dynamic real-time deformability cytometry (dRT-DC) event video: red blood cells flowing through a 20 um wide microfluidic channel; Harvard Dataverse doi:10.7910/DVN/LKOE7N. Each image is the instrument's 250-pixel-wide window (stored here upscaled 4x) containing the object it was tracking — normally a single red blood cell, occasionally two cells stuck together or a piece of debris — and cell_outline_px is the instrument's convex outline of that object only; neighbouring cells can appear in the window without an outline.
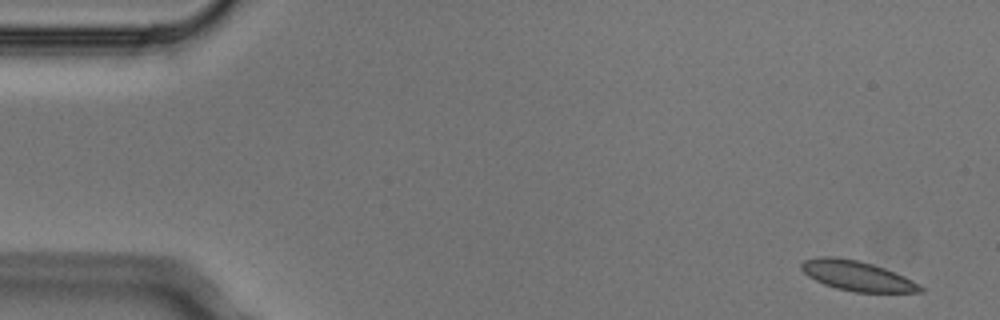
{"species": "Egyptian fruit bat (a non-hibernating species)", "species_latin": "Rousettus aegyptiacus", "temperature_condition": "cold", "stored_images_in_passage": 7, "camera_frame_rate_fps": 3000, "um_per_image_px": 0.085, "animal": {"sex": "male"}, "frame": {"image": 1, "passage_image": 1, "time_ms": 0.0, "image_size_px": [1000, 320], "cell_outline_px": [[924, 292], [856, 292], [836, 288], [824, 284], [808, 276], [800, 268], [800, 264], [804, 260], [816, 256], [832, 256], [856, 260], [872, 264], [884, 268], [904, 276], [920, 284], [924, 288]], "centroid_in_image_um": [72.84, 23.44], "position_along_channel_um": 12.2, "area_um2": 20.69}}
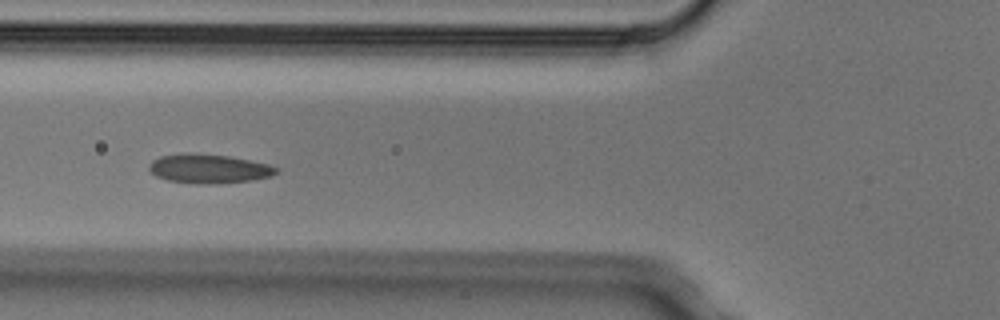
{"frame": {"image": 2, "passage_image": 5, "time_ms": 1.333, "image_size_px": [1000, 320], "cell_outline_px": [[276, 172], [272, 176], [252, 180], [220, 184], [196, 184], [168, 180], [156, 176], [148, 168], [148, 164], [152, 160], [160, 156], [184, 152], [188, 152], [228, 156], [268, 164], [276, 168]], "centroid_in_image_um": [17.7, 14.34], "position_along_channel_um": 108.1, "area_um2": 21.68}}
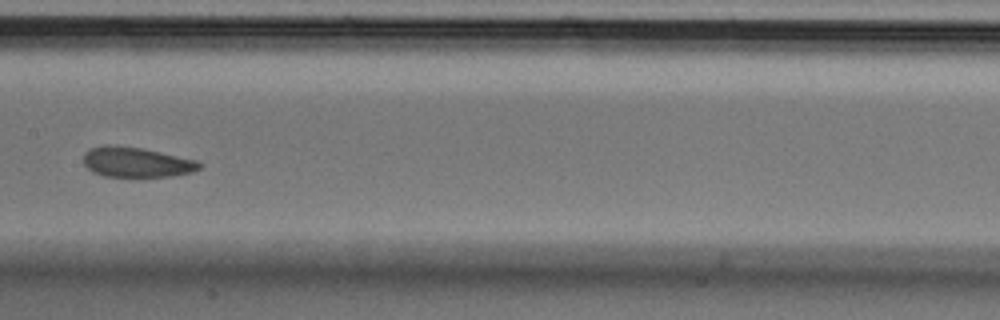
{"frame": {"image": 3, "passage_image": 7, "time_ms": 2.0, "image_size_px": [1000, 320], "cell_outline_px": [[204, 164], [200, 168], [192, 172], [172, 176], [104, 176], [92, 172], [84, 164], [84, 152], [88, 148], [104, 144], [108, 144], [140, 148], [196, 160]], "centroid_in_image_um": [11.56, 13.78], "position_along_channel_um": 195.8, "area_um2": 20.23}}